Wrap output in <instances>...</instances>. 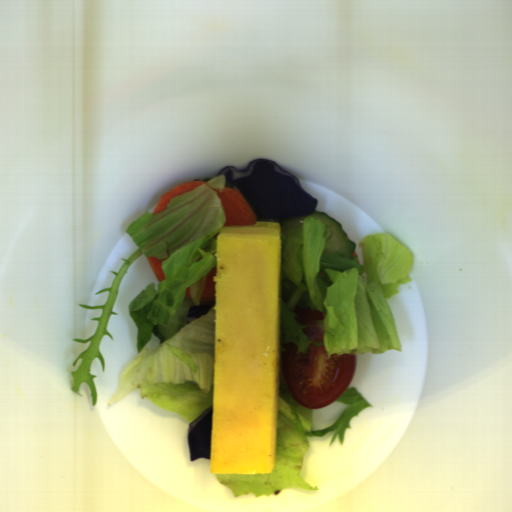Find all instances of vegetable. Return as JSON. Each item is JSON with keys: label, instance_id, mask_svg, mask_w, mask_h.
Segmentation results:
<instances>
[{"label": "vegetable", "instance_id": "vegetable-2", "mask_svg": "<svg viewBox=\"0 0 512 512\" xmlns=\"http://www.w3.org/2000/svg\"><path fill=\"white\" fill-rule=\"evenodd\" d=\"M224 174L205 184L170 199L166 208L157 213L145 212L128 225L126 233L138 250L123 262L108 291L105 304L84 305L87 309H102L94 334L73 362L81 359L75 371L72 391L80 384L90 387L92 406L96 405L97 388L90 374L97 358L105 372L100 353L104 336L114 341L107 328L121 282L128 268L141 256L155 257L161 262L164 280L147 285L129 301L128 312L137 327L136 356L120 375L118 388L108 406L140 391V398L157 407L193 422L213 405L216 301L202 302L206 275L215 267L220 232L225 228L223 205L217 192H223ZM191 287L192 299H185V289Z\"/></svg>", "mask_w": 512, "mask_h": 512}, {"label": "vegetable", "instance_id": "vegetable-1", "mask_svg": "<svg viewBox=\"0 0 512 512\" xmlns=\"http://www.w3.org/2000/svg\"><path fill=\"white\" fill-rule=\"evenodd\" d=\"M332 230L315 217H304L289 236L280 233L276 408L273 471L269 474H217L235 497L269 496L290 488L318 491L302 476L309 437L333 432L330 446L344 444L350 420L372 405L356 388H346L334 402L345 404L337 420L323 430L313 429L315 408H303L290 394L283 371L282 354L287 342L297 353L311 346L293 310L312 309L323 314L324 350L331 355H363L401 352L388 298L412 281L414 254L390 233L364 236L359 256L343 258L326 252Z\"/></svg>", "mask_w": 512, "mask_h": 512}]
</instances>
